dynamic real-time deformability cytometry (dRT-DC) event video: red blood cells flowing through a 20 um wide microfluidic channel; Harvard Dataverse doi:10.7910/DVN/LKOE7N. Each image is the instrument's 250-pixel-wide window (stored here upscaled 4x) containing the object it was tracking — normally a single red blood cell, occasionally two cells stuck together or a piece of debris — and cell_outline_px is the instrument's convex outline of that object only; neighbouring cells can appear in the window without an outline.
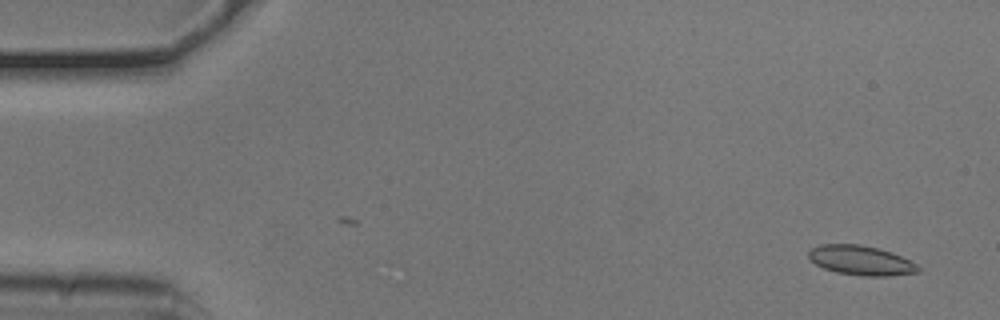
{"species": "common noctule bat (a hibernating species)", "species_latin": "Nyctalus noctula", "temperature_condition": "cold", "stored_images_in_passage": 54, "camera_frame_rate_fps": 3000, "um_per_image_px": 0.085, "animal": {"sex": "male", "body_mass_g": 20.5, "forearm_length_mm": 52.5}, "frame": {"image": 1, "passage_image": 3, "time_ms": 0.667, "image_size_px": [1000, 320], "cell_outline_px": [[920, 272], [888, 276], [860, 276], [836, 272], [824, 268], [816, 264], [808, 256], [808, 252], [812, 248], [820, 244], [860, 244], [880, 248], [892, 252], [916, 264], [920, 268]], "centroid_in_image_um": [73.18, 22.13], "position_along_channel_um": 11.8, "area_um2": 18.9}}
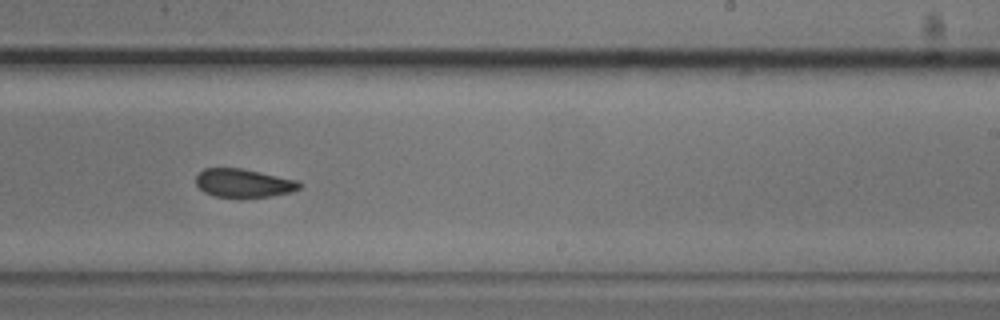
{"frame": {"image": 2, "passage_image": 33, "time_ms": 10.667, "image_size_px": [1000, 320], "cell_outline_px": [[300, 188], [292, 192], [268, 196], [216, 196], [204, 192], [196, 184], [196, 176], [204, 168], [240, 168], [296, 180], [300, 184]], "centroid_in_image_um": [20.67, 15.55], "position_along_channel_um": 268.3, "area_um2": 16.65}}
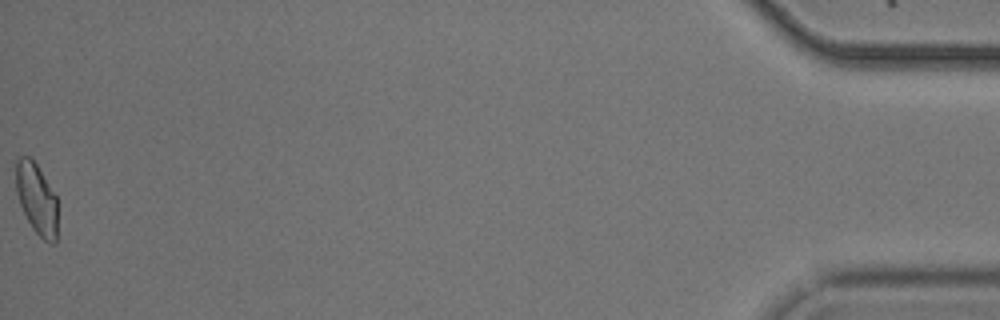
{"frame": {"image": 3, "passage_image": 54, "time_ms": 17.667, "image_size_px": [1000, 320], "cell_outline_px": [[56, 244], [48, 244], [32, 228], [20, 204], [16, 192], [16, 160], [20, 156], [28, 156], [36, 164], [56, 196]], "centroid_in_image_um": [3.1, 16.91], "position_along_channel_um": 432.1, "area_um2": 16.99}, "authors_computed_cell_mechanics": {"area_um2": 18.2359, "velocity_mm_per_s": 3.7654, "shape_relaxation_time_tau1_ms": 2.3242, "shape_relaxation_time_tau2_ms": 2.0167, "deformation_change_tau1": 0.0931, "deformation_change_tau2": 0.0762}}